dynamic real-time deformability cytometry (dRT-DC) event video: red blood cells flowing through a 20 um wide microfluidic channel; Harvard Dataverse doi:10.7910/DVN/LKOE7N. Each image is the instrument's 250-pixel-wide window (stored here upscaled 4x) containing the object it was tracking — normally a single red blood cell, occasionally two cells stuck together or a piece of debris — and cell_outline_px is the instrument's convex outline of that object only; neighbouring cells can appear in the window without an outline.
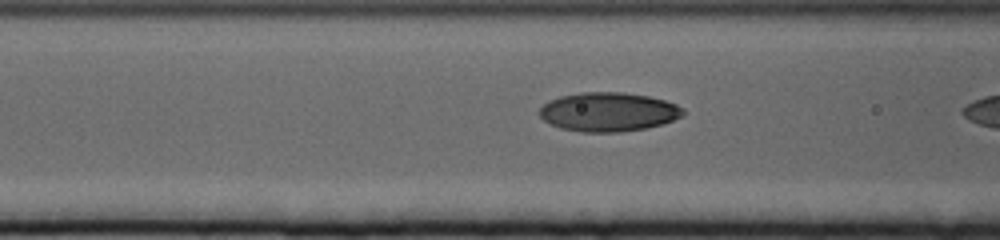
{"species": "human", "species_latin": "Homo sapiens", "temperature_condition": "cold", "stored_images_in_passage": 24, "segment_of_instrument_passage": [2, 2], "camera_frame_rate_fps": 3000, "um_per_image_px": 0.085, "donor": {"sex": "female"}, "frame": {"image": 1, "passage_image": 22, "time_ms": 7.0, "image_size_px": [1000, 240], "cell_outline_px": [[684, 112], [680, 116], [672, 120], [660, 124], [644, 128], [616, 132], [584, 132], [560, 128], [544, 120], [540, 116], [540, 108], [548, 100], [560, 96], [580, 92], [620, 92], [648, 96], [664, 100], [676, 104], [684, 108]], "centroid_in_image_um": [51.68, 9.5], "position_along_channel_um": 114.9, "area_um2": 32.37}}